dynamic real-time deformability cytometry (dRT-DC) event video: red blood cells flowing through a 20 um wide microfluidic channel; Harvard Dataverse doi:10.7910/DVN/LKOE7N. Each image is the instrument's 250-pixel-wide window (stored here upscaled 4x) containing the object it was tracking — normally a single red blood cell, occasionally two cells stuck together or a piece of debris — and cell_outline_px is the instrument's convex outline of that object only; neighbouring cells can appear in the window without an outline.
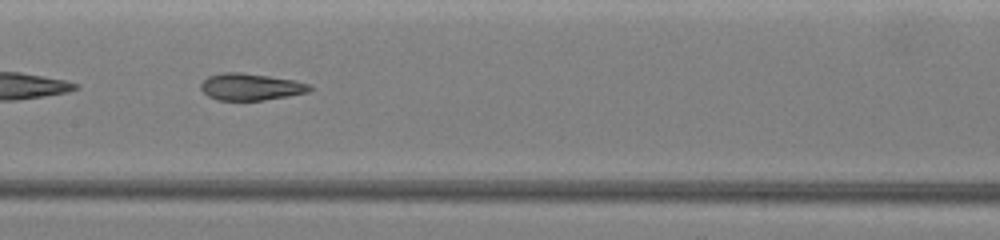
{"species": "common noctule bat (a hibernating species)", "species_latin": "Nyctalus noctula", "temperature_condition": "warm", "stored_images_in_passage": 40, "camera_frame_rate_fps": 3000, "um_per_image_px": 0.085, "animal": {"sex": "female", "body_mass_g": 19.5, "forearm_length_mm": 54.1}, "frame": {"image": 1, "passage_image": 23, "time_ms": 9.333, "image_size_px": [1000, 240], "cell_outline_px": [[312, 88], [308, 92], [288, 96], [264, 100], [216, 100], [208, 96], [200, 88], [200, 84], [208, 76], [220, 72], [240, 72], [268, 76], [292, 80], [308, 84]], "centroid_in_image_um": [21.26, 7.38], "position_along_channel_um": 186.1, "area_um2": 16.94}, "authors_computed_cell_mechanics": {"area_um2": 18.9584, "velocity_mm_per_s": 4.1909, "shape_relaxation_time_tau1_ms": null, "shape_relaxation_time_tau2_ms": 1.4522, "deformation_change_tau1": null, "deformation_change_tau2": 0.0956}}